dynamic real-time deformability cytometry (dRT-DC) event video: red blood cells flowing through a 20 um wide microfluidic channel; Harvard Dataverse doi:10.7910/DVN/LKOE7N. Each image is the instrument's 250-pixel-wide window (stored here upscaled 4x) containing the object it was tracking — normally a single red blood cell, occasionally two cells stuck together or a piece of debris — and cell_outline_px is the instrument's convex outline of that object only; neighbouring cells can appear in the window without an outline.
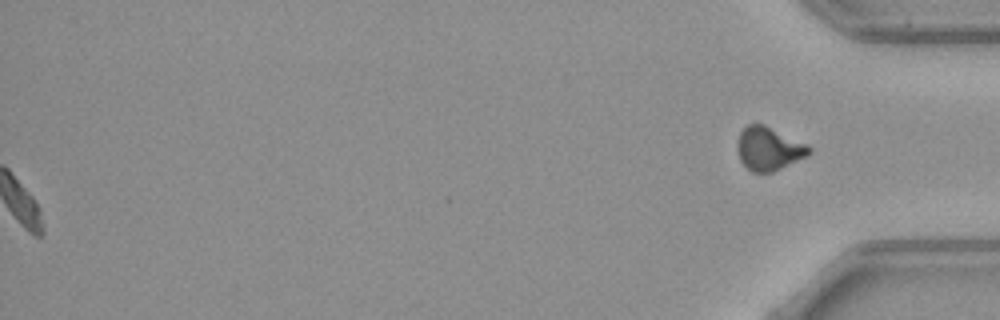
{"species": "common noctule bat (a hibernating species)", "species_latin": "Nyctalus noctula", "temperature_condition": "warm", "stored_images_in_passage": 55, "segment_of_instrument_passage": [2, 2], "camera_frame_rate_fps": 3000, "um_per_image_px": 0.085, "animal": {"sex": "female", "body_mass_g": 21.9}, "frame": {"image": 1, "passage_image": 55, "time_ms": 18.0, "image_size_px": [1000, 320], "cell_outline_px": [[812, 152], [772, 172], [752, 172], [740, 160], [736, 148], [736, 144], [740, 132], [748, 124], [764, 124], [808, 144], [812, 148]], "centroid_in_image_um": [65.32, 12.61], "position_along_channel_um": 369.9, "area_um2": 17.98}}